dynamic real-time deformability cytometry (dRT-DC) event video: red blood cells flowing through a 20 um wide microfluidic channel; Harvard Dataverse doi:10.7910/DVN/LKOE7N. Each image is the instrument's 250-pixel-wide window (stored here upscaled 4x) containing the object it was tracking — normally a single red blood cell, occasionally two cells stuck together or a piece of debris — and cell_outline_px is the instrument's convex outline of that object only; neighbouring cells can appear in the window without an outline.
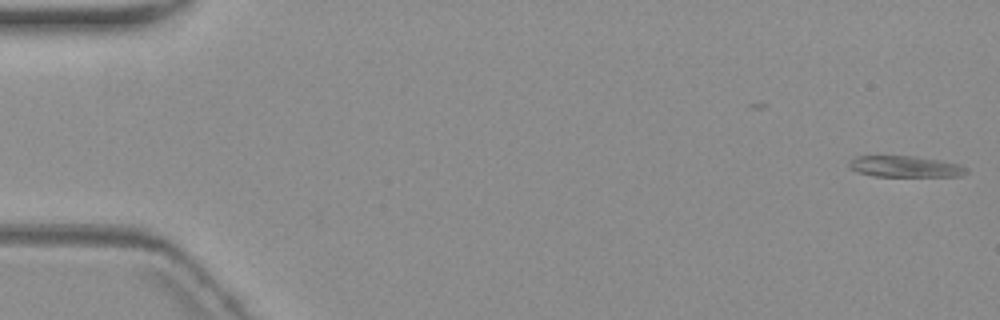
{"species": "common noctule bat (a hibernating species)", "species_latin": "Nyctalus noctula", "temperature_condition": "warm", "stored_images_in_passage": 8, "camera_frame_rate_fps": 3000, "um_per_image_px": 0.085, "animal": {"sex": "female", "body_mass_g": 19.3, "forearm_length_mm": 54.1}, "frame": {"image": 1, "passage_image": 1, "time_ms": 0.0, "image_size_px": [1000, 320], "cell_outline_px": [[968, 172], [960, 176], [872, 176], [856, 172], [848, 168], [848, 164], [856, 156], [916, 156], [940, 160], [960, 164], [968, 168]], "centroid_in_image_um": [76.94, 14.16], "position_along_channel_um": 8.1, "area_um2": 14.62}}
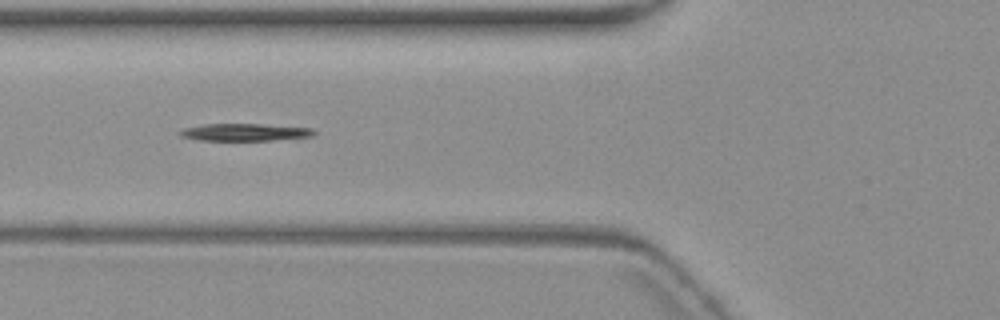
{"frame": {"image": 2, "passage_image": 7, "time_ms": 7.0, "image_size_px": [1000, 320], "cell_outline_px": [[316, 132], [312, 136], [272, 140], [196, 140], [180, 136], [180, 132], [184, 128], [204, 124], [260, 124], [312, 128]], "centroid_in_image_um": [20.79, 11.24], "position_along_channel_um": 105.0, "area_um2": 13.35}}
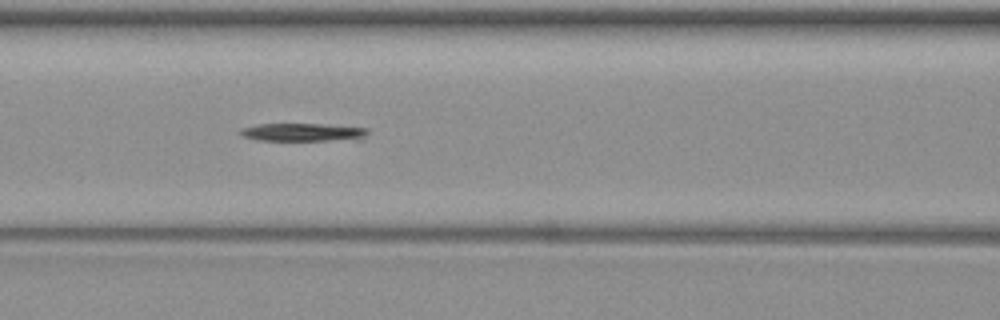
{"frame": {"image": 3, "passage_image": 8, "time_ms": 8.0, "image_size_px": [1000, 320], "cell_outline_px": [[368, 132], [360, 140], [256, 140], [240, 136], [240, 132], [244, 128], [260, 124], [320, 124], [368, 128]], "centroid_in_image_um": [25.77, 11.25], "position_along_channel_um": 140.8, "area_um2": 13.24}}